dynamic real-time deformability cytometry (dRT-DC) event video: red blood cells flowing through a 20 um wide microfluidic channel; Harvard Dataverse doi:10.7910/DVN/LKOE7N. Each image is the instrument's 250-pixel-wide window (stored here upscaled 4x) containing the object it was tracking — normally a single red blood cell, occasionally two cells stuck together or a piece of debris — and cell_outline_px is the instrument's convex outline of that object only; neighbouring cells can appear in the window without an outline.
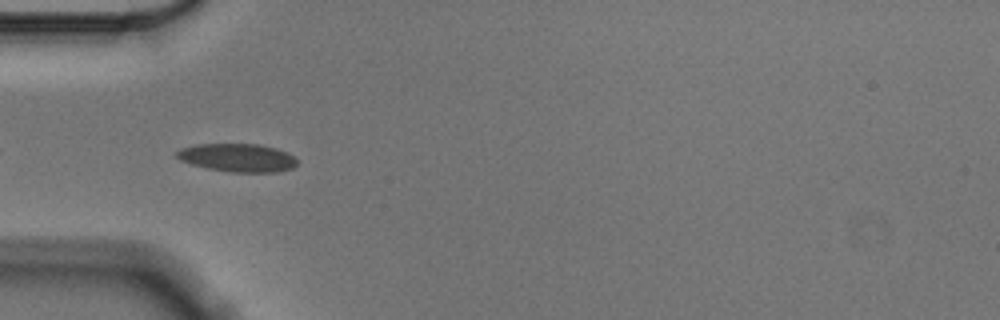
{"species": "Egyptian fruit bat (a non-hibernating species)", "species_latin": "Rousettus aegyptiacus", "temperature_condition": "cold", "stored_images_in_passage": 36, "camera_frame_rate_fps": 3000, "um_per_image_px": 0.085, "animal": {"sex": "male"}, "frame": {"image": 1, "passage_image": 2, "time_ms": 0.333, "image_size_px": [1000, 320], "cell_outline_px": [[296, 164], [292, 168], [276, 172], [232, 172], [208, 168], [192, 164], [180, 160], [176, 156], [176, 152], [180, 148], [196, 144], [260, 144], [276, 148], [288, 152], [296, 160]], "centroid_in_image_um": [20.18, 13.39], "position_along_channel_um": 64.8, "area_um2": 19.71}}
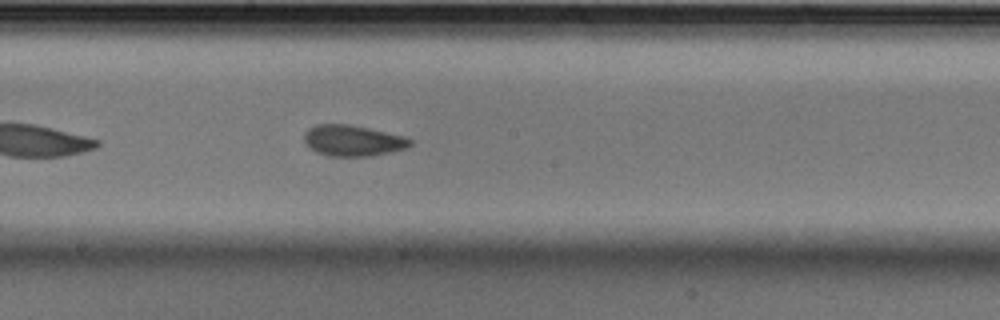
{"frame": {"image": 2, "passage_image": 15, "time_ms": 4.667, "image_size_px": [1000, 320], "cell_outline_px": [[412, 144], [408, 148], [392, 152], [372, 156], [328, 156], [316, 152], [304, 140], [304, 132], [308, 128], [316, 124], [348, 124], [368, 128], [404, 136], [412, 140]], "centroid_in_image_um": [30.01, 11.95], "position_along_channel_um": 218.2, "area_um2": 19.19}}
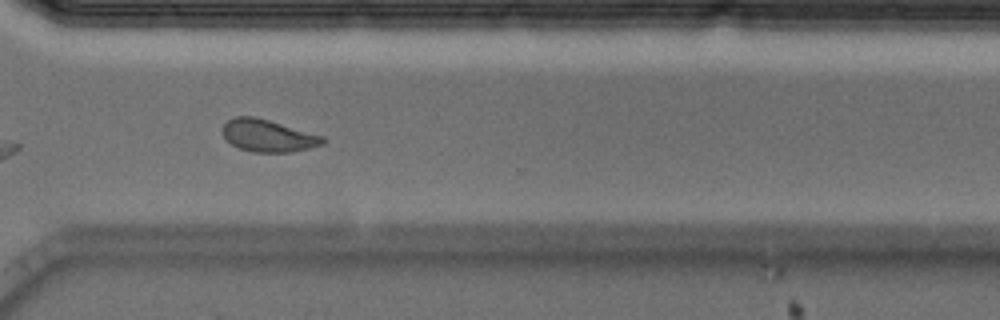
{"frame": {"image": 3, "passage_image": 26, "time_ms": 8.333, "image_size_px": [1000, 320], "cell_outline_px": [[328, 140], [324, 144], [292, 152], [252, 152], [240, 148], [224, 140], [220, 132], [224, 124], [228, 120], [236, 116], [256, 116], [324, 136]], "centroid_in_image_um": [22.77, 11.53], "position_along_channel_um": 347.8, "area_um2": 19.13}, "authors_computed_cell_mechanics": {"area_um2": 19.1896, "velocity_mm_per_s": 3.547, "shape_relaxation_time_tau1_ms": 4.1134, "shape_relaxation_time_tau2_ms": 1.5397, "deformation_change_tau1": 0.1244, "deformation_change_tau2": 0.0817}}